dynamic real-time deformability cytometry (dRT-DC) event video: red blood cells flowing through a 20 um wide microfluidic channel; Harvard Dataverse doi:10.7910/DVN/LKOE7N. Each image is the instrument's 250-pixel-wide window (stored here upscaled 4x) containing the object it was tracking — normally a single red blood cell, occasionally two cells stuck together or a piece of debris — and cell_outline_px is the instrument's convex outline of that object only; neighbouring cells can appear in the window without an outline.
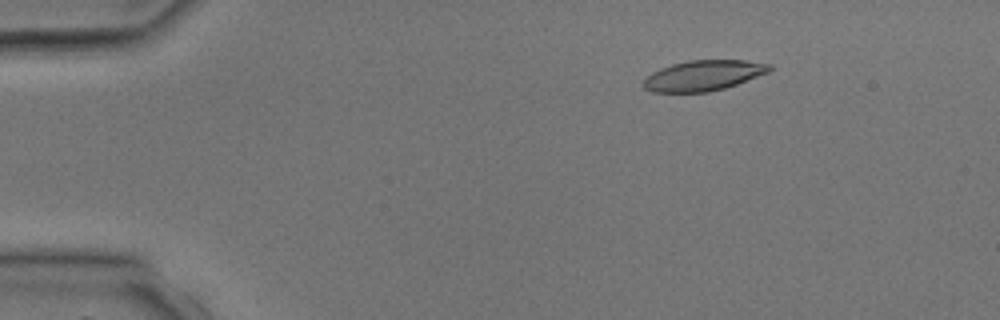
{"species": "common noctule bat (a hibernating species)", "species_latin": "Nyctalus noctula", "temperature_condition": "room temperature", "stored_images_in_passage": 4, "camera_frame_rate_fps": 3000, "um_per_image_px": 0.085, "animal": {"sex": "male", "body_mass_g": 17.9, "forearm_length_mm": 54.2}, "frame": {"image": 1, "passage_image": 4, "time_ms": 3.667, "image_size_px": [1000, 320], "cell_outline_px": [[772, 68], [768, 72], [736, 84], [724, 88], [708, 92], [652, 92], [644, 88], [644, 80], [652, 72], [660, 68], [672, 64], [688, 60], [744, 60], [772, 64]], "centroid_in_image_um": [59.78, 6.41], "position_along_channel_um": 25.2, "area_um2": 22.2}}